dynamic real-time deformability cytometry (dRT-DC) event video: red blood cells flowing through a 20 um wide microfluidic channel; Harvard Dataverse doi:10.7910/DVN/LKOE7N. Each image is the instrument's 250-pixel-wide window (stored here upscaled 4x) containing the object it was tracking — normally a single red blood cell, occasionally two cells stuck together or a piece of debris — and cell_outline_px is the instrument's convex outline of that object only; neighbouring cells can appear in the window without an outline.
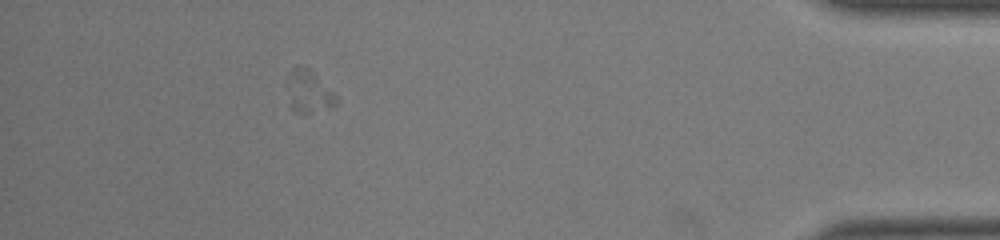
{"species": "common noctule bat (a hibernating species)", "species_latin": "Nyctalus noctula", "temperature_condition": "room temperature", "stored_images_in_passage": 46, "camera_frame_rate_fps": 3000, "um_per_image_px": 0.085, "animal": {"sex": "male", "body_mass_g": 19.0, "forearm_length_mm": 50.8}, "frame": {"image": 1, "passage_image": 45, "time_ms": 14.667, "image_size_px": [1000, 240], "cell_outline_px": [[336, 104], [328, 108], [312, 112], [296, 112], [288, 108], [288, 72], [296, 64], [308, 68], [336, 96]], "centroid_in_image_um": [26.16, 7.78], "position_along_channel_um": 409.0, "area_um2": 11.91}}